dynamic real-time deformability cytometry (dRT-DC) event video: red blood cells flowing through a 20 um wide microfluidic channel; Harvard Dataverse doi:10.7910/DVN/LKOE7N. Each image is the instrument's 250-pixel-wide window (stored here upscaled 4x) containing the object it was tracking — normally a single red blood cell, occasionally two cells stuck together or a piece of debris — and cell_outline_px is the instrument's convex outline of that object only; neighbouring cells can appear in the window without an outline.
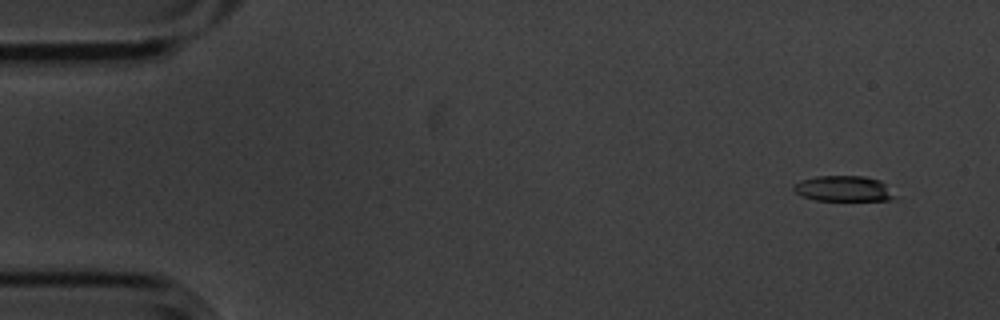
{"species": "common noctule bat (a hibernating species)", "species_latin": "Nyctalus noctula", "temperature_condition": "cold", "stored_images_in_passage": 5, "camera_frame_rate_fps": 3000, "um_per_image_px": 0.085, "animal": {"sex": "male", "body_mass_g": 20.1, "forearm_length_mm": 53.5}, "frame": {"image": 1, "passage_image": 1, "time_ms": 0.0, "image_size_px": [1000, 320], "cell_outline_px": [[892, 196], [888, 200], [816, 200], [800, 196], [792, 188], [792, 184], [800, 180], [816, 176], [864, 176], [880, 180], [884, 184]], "centroid_in_image_um": [71.57, 16.02], "position_along_channel_um": 13.4, "area_um2": 14.8}}
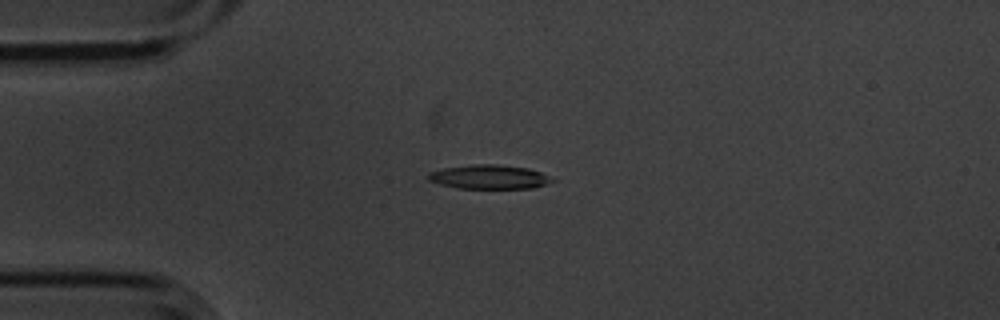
{"frame": {"image": 2, "passage_image": 4, "time_ms": 1.0, "image_size_px": [1000, 320], "cell_outline_px": [[560, 180], [548, 184], [532, 188], [456, 188], [440, 184], [428, 180], [428, 172], [444, 168], [472, 164], [496, 164], [528, 168], [540, 172]], "centroid_in_image_um": [41.63, 15.04], "position_along_channel_um": 43.4, "area_um2": 17.57}}